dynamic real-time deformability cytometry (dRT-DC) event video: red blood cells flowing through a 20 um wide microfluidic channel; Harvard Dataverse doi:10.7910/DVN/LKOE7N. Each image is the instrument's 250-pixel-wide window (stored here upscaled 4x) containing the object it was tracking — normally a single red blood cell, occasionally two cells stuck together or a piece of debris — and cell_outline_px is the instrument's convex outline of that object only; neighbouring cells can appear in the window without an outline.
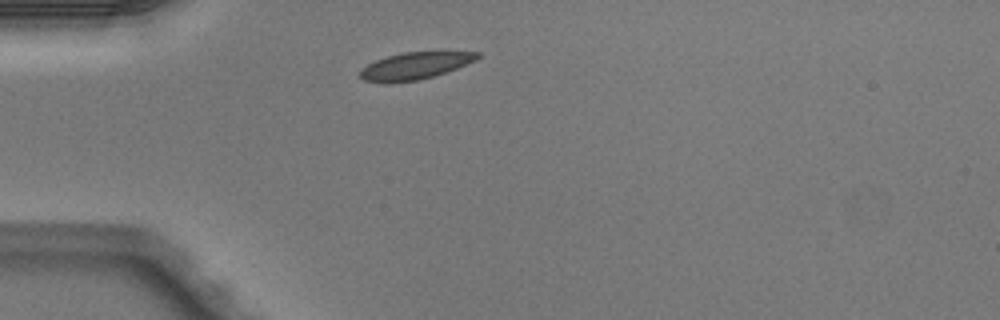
{"species": "Egyptian fruit bat (a non-hibernating species)", "species_latin": "Rousettus aegyptiacus", "temperature_condition": "warm", "stored_images_in_passage": 2, "camera_frame_rate_fps": 3000, "um_per_image_px": 0.085, "animal": {"sex": "male"}, "frame": {"image": 1, "passage_image": 1, "time_ms": 0.0, "image_size_px": [1000, 320], "cell_outline_px": [[480, 56], [476, 60], [456, 68], [432, 76], [416, 80], [364, 80], [360, 76], [360, 72], [368, 64], [376, 60], [388, 56], [404, 52], [480, 52]], "centroid_in_image_um": [35.34, 5.55], "position_along_channel_um": 49.7, "area_um2": 17.4}}